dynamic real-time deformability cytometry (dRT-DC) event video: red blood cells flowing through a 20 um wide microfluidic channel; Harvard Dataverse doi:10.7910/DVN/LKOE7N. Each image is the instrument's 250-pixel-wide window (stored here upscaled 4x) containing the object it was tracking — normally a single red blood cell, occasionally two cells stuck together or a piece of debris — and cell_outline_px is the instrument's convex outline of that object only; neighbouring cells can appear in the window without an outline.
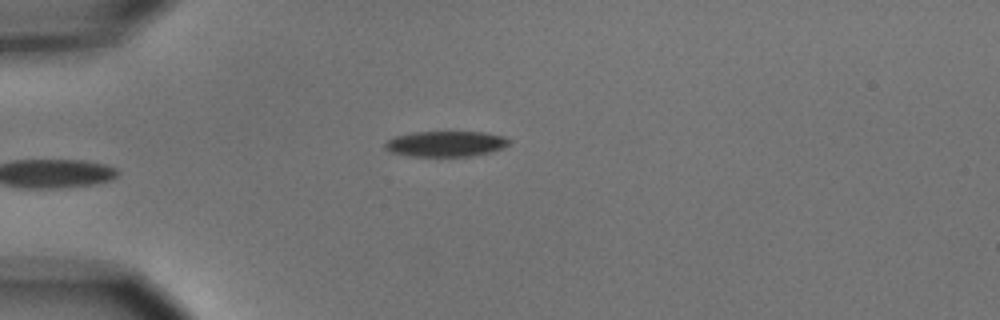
{"species": "common noctule bat (a hibernating species)", "species_latin": "Nyctalus noctula", "temperature_condition": "cold", "stored_images_in_passage": 5, "camera_frame_rate_fps": 3000, "um_per_image_px": 0.085, "animal": {"sex": "male", "body_mass_g": 15.6}, "frame": {"image": 1, "passage_image": 5, "time_ms": 5.667, "image_size_px": [1000, 320], "cell_outline_px": [[512, 140], [504, 148], [472, 156], [408, 156], [388, 152], [384, 148], [384, 144], [388, 140], [396, 136], [412, 132], [484, 132], [504, 136]], "centroid_in_image_um": [37.88, 12.22], "position_along_channel_um": 47.1, "area_um2": 18.61}}